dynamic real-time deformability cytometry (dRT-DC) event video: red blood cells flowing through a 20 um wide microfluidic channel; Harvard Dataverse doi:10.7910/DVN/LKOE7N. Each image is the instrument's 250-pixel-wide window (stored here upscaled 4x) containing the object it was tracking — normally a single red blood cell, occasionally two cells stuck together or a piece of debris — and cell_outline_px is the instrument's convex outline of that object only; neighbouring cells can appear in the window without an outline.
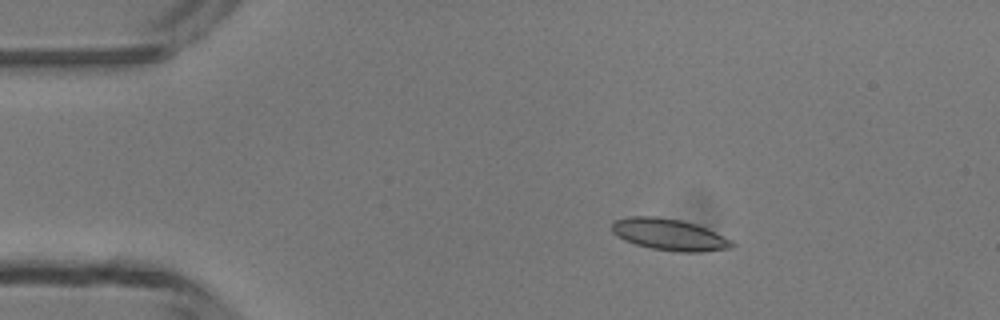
{"species": "common noctule bat (a hibernating species)", "species_latin": "Nyctalus noctula", "temperature_condition": "room temperature", "stored_images_in_passage": 5, "camera_frame_rate_fps": 3000, "um_per_image_px": 0.085, "animal": {"sex": "male", "body_mass_g": 13.3}, "frame": {"image": 1, "passage_image": 3, "time_ms": 2.333, "image_size_px": [1000, 320], "cell_outline_px": [[736, 244], [732, 248], [700, 252], [680, 252], [652, 248], [636, 244], [624, 240], [616, 236], [612, 232], [612, 220], [628, 216], [656, 216], [680, 220], [696, 224], [708, 228], [732, 240]], "centroid_in_image_um": [56.89, 19.93], "position_along_channel_um": 28.1, "area_um2": 22.31}}